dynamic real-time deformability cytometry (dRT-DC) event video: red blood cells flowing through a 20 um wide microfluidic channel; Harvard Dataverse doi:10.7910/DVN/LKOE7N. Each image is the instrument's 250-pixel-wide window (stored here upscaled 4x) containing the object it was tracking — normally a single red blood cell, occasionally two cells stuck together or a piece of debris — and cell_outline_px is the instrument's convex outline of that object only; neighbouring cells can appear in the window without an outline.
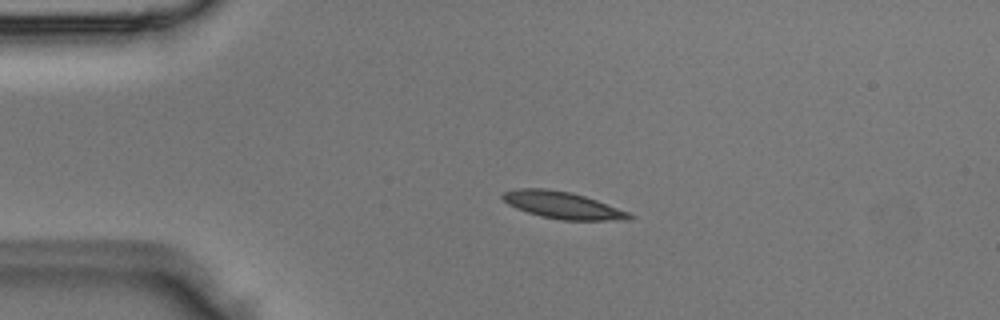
{"species": "Egyptian fruit bat (a non-hibernating species)", "species_latin": "Rousettus aegyptiacus", "temperature_condition": "room temperature", "stored_images_in_passage": 5, "camera_frame_rate_fps": 3000, "um_per_image_px": 0.085, "animal": {"sex": "male"}, "frame": {"image": 1, "passage_image": 3, "time_ms": 0.667, "image_size_px": [1000, 320], "cell_outline_px": [[632, 216], [628, 220], [560, 220], [540, 216], [516, 208], [508, 204], [500, 196], [504, 192], [516, 188], [544, 188], [572, 192], [596, 200], [628, 212]], "centroid_in_image_um": [47.77, 17.43], "position_along_channel_um": 37.2, "area_um2": 19.77}}
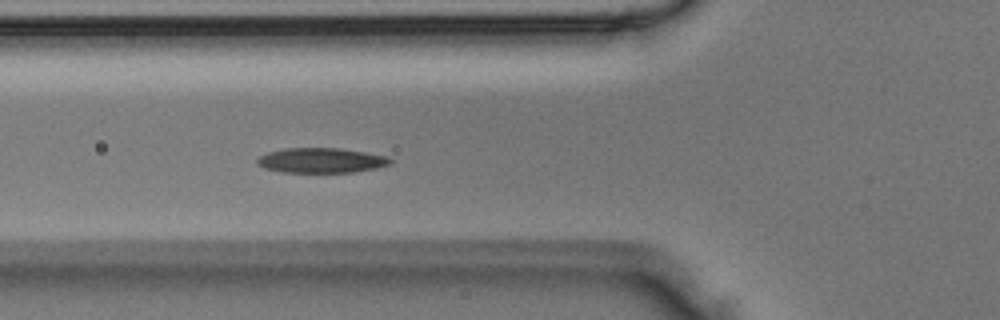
{"frame": {"image": 2, "passage_image": 5, "time_ms": 1.333, "image_size_px": [1000, 320], "cell_outline_px": [[396, 160], [392, 164], [376, 168], [352, 172], [284, 172], [264, 168], [256, 164], [256, 160], [260, 156], [268, 152], [284, 148], [340, 148], [388, 156]], "centroid_in_image_um": [27.34, 13.63], "position_along_channel_um": 98.5, "area_um2": 19.48}}